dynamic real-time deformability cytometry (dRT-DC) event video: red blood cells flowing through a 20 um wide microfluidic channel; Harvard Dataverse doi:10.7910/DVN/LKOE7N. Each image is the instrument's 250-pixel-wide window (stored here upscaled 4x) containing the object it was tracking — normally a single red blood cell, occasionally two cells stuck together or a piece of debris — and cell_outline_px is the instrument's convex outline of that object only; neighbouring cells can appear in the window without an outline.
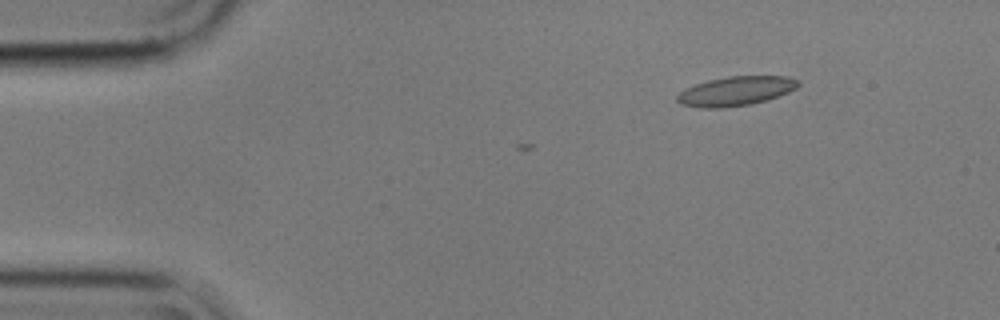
{"species": "common noctule bat (a hibernating species)", "species_latin": "Nyctalus noctula", "temperature_condition": "cold", "stored_images_in_passage": 2, "camera_frame_rate_fps": 3000, "um_per_image_px": 0.085, "animal": {"sex": "male", "body_mass_g": 17.9}, "frame": {"image": 1, "passage_image": 2, "time_ms": 0.333, "image_size_px": [1000, 320], "cell_outline_px": [[800, 84], [796, 88], [788, 92], [768, 100], [748, 104], [720, 108], [700, 108], [680, 104], [676, 100], [676, 96], [684, 88], [708, 80], [728, 76], [788, 76], [800, 80]], "centroid_in_image_um": [62.54, 7.74], "position_along_channel_um": 22.5, "area_um2": 20.75}}